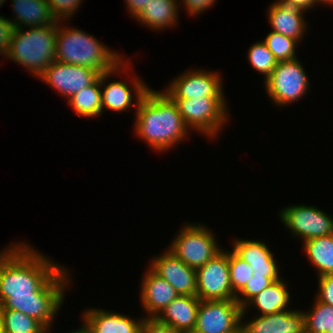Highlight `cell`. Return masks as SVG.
<instances>
[{
  "label": "cell",
  "mask_w": 333,
  "mask_h": 333,
  "mask_svg": "<svg viewBox=\"0 0 333 333\" xmlns=\"http://www.w3.org/2000/svg\"><path fill=\"white\" fill-rule=\"evenodd\" d=\"M272 283L273 281L270 278L264 277V275L255 274L236 294L235 300L244 308L252 298L258 295Z\"/></svg>",
  "instance_id": "obj_31"
},
{
  "label": "cell",
  "mask_w": 333,
  "mask_h": 333,
  "mask_svg": "<svg viewBox=\"0 0 333 333\" xmlns=\"http://www.w3.org/2000/svg\"><path fill=\"white\" fill-rule=\"evenodd\" d=\"M50 11L57 21L65 20L75 14L83 0H47Z\"/></svg>",
  "instance_id": "obj_32"
},
{
  "label": "cell",
  "mask_w": 333,
  "mask_h": 333,
  "mask_svg": "<svg viewBox=\"0 0 333 333\" xmlns=\"http://www.w3.org/2000/svg\"><path fill=\"white\" fill-rule=\"evenodd\" d=\"M242 328L247 333H305V315L296 309L257 315L242 323Z\"/></svg>",
  "instance_id": "obj_15"
},
{
  "label": "cell",
  "mask_w": 333,
  "mask_h": 333,
  "mask_svg": "<svg viewBox=\"0 0 333 333\" xmlns=\"http://www.w3.org/2000/svg\"><path fill=\"white\" fill-rule=\"evenodd\" d=\"M141 282V305L148 318H155L171 301L179 296L177 291L150 267Z\"/></svg>",
  "instance_id": "obj_17"
},
{
  "label": "cell",
  "mask_w": 333,
  "mask_h": 333,
  "mask_svg": "<svg viewBox=\"0 0 333 333\" xmlns=\"http://www.w3.org/2000/svg\"><path fill=\"white\" fill-rule=\"evenodd\" d=\"M67 104L80 116L99 117L102 114L100 76L92 85L69 97Z\"/></svg>",
  "instance_id": "obj_25"
},
{
  "label": "cell",
  "mask_w": 333,
  "mask_h": 333,
  "mask_svg": "<svg viewBox=\"0 0 333 333\" xmlns=\"http://www.w3.org/2000/svg\"><path fill=\"white\" fill-rule=\"evenodd\" d=\"M83 322H84V324L82 325V327H80L78 330L72 331L70 333H92V330H91L90 326L86 323V321L84 320Z\"/></svg>",
  "instance_id": "obj_39"
},
{
  "label": "cell",
  "mask_w": 333,
  "mask_h": 333,
  "mask_svg": "<svg viewBox=\"0 0 333 333\" xmlns=\"http://www.w3.org/2000/svg\"><path fill=\"white\" fill-rule=\"evenodd\" d=\"M318 295L316 299L333 306V275L318 277Z\"/></svg>",
  "instance_id": "obj_33"
},
{
  "label": "cell",
  "mask_w": 333,
  "mask_h": 333,
  "mask_svg": "<svg viewBox=\"0 0 333 333\" xmlns=\"http://www.w3.org/2000/svg\"><path fill=\"white\" fill-rule=\"evenodd\" d=\"M315 1H316V3L333 5V0H315Z\"/></svg>",
  "instance_id": "obj_40"
},
{
  "label": "cell",
  "mask_w": 333,
  "mask_h": 333,
  "mask_svg": "<svg viewBox=\"0 0 333 333\" xmlns=\"http://www.w3.org/2000/svg\"><path fill=\"white\" fill-rule=\"evenodd\" d=\"M150 268L165 279L179 295L197 296L196 270L186 265L168 249L151 261Z\"/></svg>",
  "instance_id": "obj_14"
},
{
  "label": "cell",
  "mask_w": 333,
  "mask_h": 333,
  "mask_svg": "<svg viewBox=\"0 0 333 333\" xmlns=\"http://www.w3.org/2000/svg\"><path fill=\"white\" fill-rule=\"evenodd\" d=\"M180 2L184 5L186 11L195 17V15L198 16L207 8L214 6L216 0H181Z\"/></svg>",
  "instance_id": "obj_36"
},
{
  "label": "cell",
  "mask_w": 333,
  "mask_h": 333,
  "mask_svg": "<svg viewBox=\"0 0 333 333\" xmlns=\"http://www.w3.org/2000/svg\"><path fill=\"white\" fill-rule=\"evenodd\" d=\"M140 333H182L172 326L159 322L156 318L143 317Z\"/></svg>",
  "instance_id": "obj_34"
},
{
  "label": "cell",
  "mask_w": 333,
  "mask_h": 333,
  "mask_svg": "<svg viewBox=\"0 0 333 333\" xmlns=\"http://www.w3.org/2000/svg\"><path fill=\"white\" fill-rule=\"evenodd\" d=\"M9 18L0 16V55L7 54L15 30Z\"/></svg>",
  "instance_id": "obj_35"
},
{
  "label": "cell",
  "mask_w": 333,
  "mask_h": 333,
  "mask_svg": "<svg viewBox=\"0 0 333 333\" xmlns=\"http://www.w3.org/2000/svg\"><path fill=\"white\" fill-rule=\"evenodd\" d=\"M232 247L233 251L252 267L253 275H264L273 282L280 279L274 255L264 242L239 238L235 239Z\"/></svg>",
  "instance_id": "obj_16"
},
{
  "label": "cell",
  "mask_w": 333,
  "mask_h": 333,
  "mask_svg": "<svg viewBox=\"0 0 333 333\" xmlns=\"http://www.w3.org/2000/svg\"><path fill=\"white\" fill-rule=\"evenodd\" d=\"M287 288V283L282 277L274 281L246 304L243 308L242 319H244L247 309H251L250 305L254 306L255 309L257 308L260 312L258 315H267L288 310L290 293Z\"/></svg>",
  "instance_id": "obj_22"
},
{
  "label": "cell",
  "mask_w": 333,
  "mask_h": 333,
  "mask_svg": "<svg viewBox=\"0 0 333 333\" xmlns=\"http://www.w3.org/2000/svg\"><path fill=\"white\" fill-rule=\"evenodd\" d=\"M268 49L272 52L278 62L298 58L296 46L298 42L295 39L284 36L278 32L271 31L263 40Z\"/></svg>",
  "instance_id": "obj_29"
},
{
  "label": "cell",
  "mask_w": 333,
  "mask_h": 333,
  "mask_svg": "<svg viewBox=\"0 0 333 333\" xmlns=\"http://www.w3.org/2000/svg\"><path fill=\"white\" fill-rule=\"evenodd\" d=\"M239 333H247V332L243 328H241Z\"/></svg>",
  "instance_id": "obj_42"
},
{
  "label": "cell",
  "mask_w": 333,
  "mask_h": 333,
  "mask_svg": "<svg viewBox=\"0 0 333 333\" xmlns=\"http://www.w3.org/2000/svg\"><path fill=\"white\" fill-rule=\"evenodd\" d=\"M15 19L9 20L15 29L42 27L58 21L50 11L47 0H11ZM19 21V22H18ZM24 25V27H23Z\"/></svg>",
  "instance_id": "obj_21"
},
{
  "label": "cell",
  "mask_w": 333,
  "mask_h": 333,
  "mask_svg": "<svg viewBox=\"0 0 333 333\" xmlns=\"http://www.w3.org/2000/svg\"><path fill=\"white\" fill-rule=\"evenodd\" d=\"M4 2H5V0H0V7H1V5L4 4Z\"/></svg>",
  "instance_id": "obj_43"
},
{
  "label": "cell",
  "mask_w": 333,
  "mask_h": 333,
  "mask_svg": "<svg viewBox=\"0 0 333 333\" xmlns=\"http://www.w3.org/2000/svg\"><path fill=\"white\" fill-rule=\"evenodd\" d=\"M304 13L303 10L276 0L273 4L271 3L268 10L272 31L300 42L308 26Z\"/></svg>",
  "instance_id": "obj_19"
},
{
  "label": "cell",
  "mask_w": 333,
  "mask_h": 333,
  "mask_svg": "<svg viewBox=\"0 0 333 333\" xmlns=\"http://www.w3.org/2000/svg\"><path fill=\"white\" fill-rule=\"evenodd\" d=\"M200 299L197 296L179 295L155 318L182 333H192L196 325Z\"/></svg>",
  "instance_id": "obj_18"
},
{
  "label": "cell",
  "mask_w": 333,
  "mask_h": 333,
  "mask_svg": "<svg viewBox=\"0 0 333 333\" xmlns=\"http://www.w3.org/2000/svg\"><path fill=\"white\" fill-rule=\"evenodd\" d=\"M150 0H125L129 14L135 18Z\"/></svg>",
  "instance_id": "obj_37"
},
{
  "label": "cell",
  "mask_w": 333,
  "mask_h": 333,
  "mask_svg": "<svg viewBox=\"0 0 333 333\" xmlns=\"http://www.w3.org/2000/svg\"><path fill=\"white\" fill-rule=\"evenodd\" d=\"M242 312L236 300H200L192 333H239Z\"/></svg>",
  "instance_id": "obj_8"
},
{
  "label": "cell",
  "mask_w": 333,
  "mask_h": 333,
  "mask_svg": "<svg viewBox=\"0 0 333 333\" xmlns=\"http://www.w3.org/2000/svg\"><path fill=\"white\" fill-rule=\"evenodd\" d=\"M303 243L307 258L318 269L317 276L333 275V234L312 238Z\"/></svg>",
  "instance_id": "obj_24"
},
{
  "label": "cell",
  "mask_w": 333,
  "mask_h": 333,
  "mask_svg": "<svg viewBox=\"0 0 333 333\" xmlns=\"http://www.w3.org/2000/svg\"><path fill=\"white\" fill-rule=\"evenodd\" d=\"M0 333H3V328H2V319H1V315H0Z\"/></svg>",
  "instance_id": "obj_41"
},
{
  "label": "cell",
  "mask_w": 333,
  "mask_h": 333,
  "mask_svg": "<svg viewBox=\"0 0 333 333\" xmlns=\"http://www.w3.org/2000/svg\"><path fill=\"white\" fill-rule=\"evenodd\" d=\"M216 242L214 234L206 226L186 224L179 230L168 250L196 270L222 250Z\"/></svg>",
  "instance_id": "obj_6"
},
{
  "label": "cell",
  "mask_w": 333,
  "mask_h": 333,
  "mask_svg": "<svg viewBox=\"0 0 333 333\" xmlns=\"http://www.w3.org/2000/svg\"><path fill=\"white\" fill-rule=\"evenodd\" d=\"M305 333H332L333 306L315 299L312 309L304 312Z\"/></svg>",
  "instance_id": "obj_27"
},
{
  "label": "cell",
  "mask_w": 333,
  "mask_h": 333,
  "mask_svg": "<svg viewBox=\"0 0 333 333\" xmlns=\"http://www.w3.org/2000/svg\"><path fill=\"white\" fill-rule=\"evenodd\" d=\"M247 54L252 67L263 74L264 80L270 76L278 63L263 41L252 44Z\"/></svg>",
  "instance_id": "obj_28"
},
{
  "label": "cell",
  "mask_w": 333,
  "mask_h": 333,
  "mask_svg": "<svg viewBox=\"0 0 333 333\" xmlns=\"http://www.w3.org/2000/svg\"><path fill=\"white\" fill-rule=\"evenodd\" d=\"M99 76L98 71L88 67L55 60L44 70L39 79L68 99L73 94L92 85Z\"/></svg>",
  "instance_id": "obj_13"
},
{
  "label": "cell",
  "mask_w": 333,
  "mask_h": 333,
  "mask_svg": "<svg viewBox=\"0 0 333 333\" xmlns=\"http://www.w3.org/2000/svg\"><path fill=\"white\" fill-rule=\"evenodd\" d=\"M184 124L210 138L219 135L228 119L225 97L173 99Z\"/></svg>",
  "instance_id": "obj_5"
},
{
  "label": "cell",
  "mask_w": 333,
  "mask_h": 333,
  "mask_svg": "<svg viewBox=\"0 0 333 333\" xmlns=\"http://www.w3.org/2000/svg\"><path fill=\"white\" fill-rule=\"evenodd\" d=\"M230 281L233 293L236 295L251 279L254 271L233 250L228 251Z\"/></svg>",
  "instance_id": "obj_30"
},
{
  "label": "cell",
  "mask_w": 333,
  "mask_h": 333,
  "mask_svg": "<svg viewBox=\"0 0 333 333\" xmlns=\"http://www.w3.org/2000/svg\"><path fill=\"white\" fill-rule=\"evenodd\" d=\"M62 25L58 21L56 60L88 67L100 74L115 69L124 60L122 55L110 50V47L105 46L95 36Z\"/></svg>",
  "instance_id": "obj_3"
},
{
  "label": "cell",
  "mask_w": 333,
  "mask_h": 333,
  "mask_svg": "<svg viewBox=\"0 0 333 333\" xmlns=\"http://www.w3.org/2000/svg\"><path fill=\"white\" fill-rule=\"evenodd\" d=\"M135 107V134L155 151L170 150L188 136L190 129L174 100L164 91L149 88Z\"/></svg>",
  "instance_id": "obj_2"
},
{
  "label": "cell",
  "mask_w": 333,
  "mask_h": 333,
  "mask_svg": "<svg viewBox=\"0 0 333 333\" xmlns=\"http://www.w3.org/2000/svg\"><path fill=\"white\" fill-rule=\"evenodd\" d=\"M3 333H46L36 319L17 310H0Z\"/></svg>",
  "instance_id": "obj_26"
},
{
  "label": "cell",
  "mask_w": 333,
  "mask_h": 333,
  "mask_svg": "<svg viewBox=\"0 0 333 333\" xmlns=\"http://www.w3.org/2000/svg\"><path fill=\"white\" fill-rule=\"evenodd\" d=\"M83 319L92 333H140L143 318L134 319L105 309H86Z\"/></svg>",
  "instance_id": "obj_20"
},
{
  "label": "cell",
  "mask_w": 333,
  "mask_h": 333,
  "mask_svg": "<svg viewBox=\"0 0 333 333\" xmlns=\"http://www.w3.org/2000/svg\"><path fill=\"white\" fill-rule=\"evenodd\" d=\"M220 76L215 71L191 69L172 80L163 91L172 99L226 97Z\"/></svg>",
  "instance_id": "obj_12"
},
{
  "label": "cell",
  "mask_w": 333,
  "mask_h": 333,
  "mask_svg": "<svg viewBox=\"0 0 333 333\" xmlns=\"http://www.w3.org/2000/svg\"><path fill=\"white\" fill-rule=\"evenodd\" d=\"M285 4H289L303 11L313 8L317 5L315 0H278Z\"/></svg>",
  "instance_id": "obj_38"
},
{
  "label": "cell",
  "mask_w": 333,
  "mask_h": 333,
  "mask_svg": "<svg viewBox=\"0 0 333 333\" xmlns=\"http://www.w3.org/2000/svg\"><path fill=\"white\" fill-rule=\"evenodd\" d=\"M125 62L126 61L123 60L115 69L104 74H100V85L102 87V113L106 109H110L118 113L130 109L132 104H134V98L132 95H135L136 98L134 105H137L140 99L144 96L145 92L149 89L146 83H144L143 80L140 79V77L136 76H134L135 78H132V80H130V84L133 88L130 87L126 80L112 81L109 83L107 82V79L112 77V75L119 73V71L120 73H125L129 71V69L127 70V68H129L130 63ZM121 70L124 71L122 72ZM132 91H134V94H132Z\"/></svg>",
  "instance_id": "obj_11"
},
{
  "label": "cell",
  "mask_w": 333,
  "mask_h": 333,
  "mask_svg": "<svg viewBox=\"0 0 333 333\" xmlns=\"http://www.w3.org/2000/svg\"><path fill=\"white\" fill-rule=\"evenodd\" d=\"M178 2V0H150L135 19L154 30L169 28L178 22V7L181 4Z\"/></svg>",
  "instance_id": "obj_23"
},
{
  "label": "cell",
  "mask_w": 333,
  "mask_h": 333,
  "mask_svg": "<svg viewBox=\"0 0 333 333\" xmlns=\"http://www.w3.org/2000/svg\"><path fill=\"white\" fill-rule=\"evenodd\" d=\"M197 297L200 300H235L230 281L228 251L223 249L196 269Z\"/></svg>",
  "instance_id": "obj_9"
},
{
  "label": "cell",
  "mask_w": 333,
  "mask_h": 333,
  "mask_svg": "<svg viewBox=\"0 0 333 333\" xmlns=\"http://www.w3.org/2000/svg\"><path fill=\"white\" fill-rule=\"evenodd\" d=\"M280 220L302 242L333 234V218L314 206L293 205L281 210Z\"/></svg>",
  "instance_id": "obj_10"
},
{
  "label": "cell",
  "mask_w": 333,
  "mask_h": 333,
  "mask_svg": "<svg viewBox=\"0 0 333 333\" xmlns=\"http://www.w3.org/2000/svg\"><path fill=\"white\" fill-rule=\"evenodd\" d=\"M24 243L0 252V310L22 312L39 321L48 333L71 283L70 273Z\"/></svg>",
  "instance_id": "obj_1"
},
{
  "label": "cell",
  "mask_w": 333,
  "mask_h": 333,
  "mask_svg": "<svg viewBox=\"0 0 333 333\" xmlns=\"http://www.w3.org/2000/svg\"><path fill=\"white\" fill-rule=\"evenodd\" d=\"M309 78L298 58L280 61L264 81L266 93L274 105L287 106L308 92Z\"/></svg>",
  "instance_id": "obj_7"
},
{
  "label": "cell",
  "mask_w": 333,
  "mask_h": 333,
  "mask_svg": "<svg viewBox=\"0 0 333 333\" xmlns=\"http://www.w3.org/2000/svg\"><path fill=\"white\" fill-rule=\"evenodd\" d=\"M56 24L15 29L6 57L26 67L33 76L40 77L56 60ZM24 31V32H23Z\"/></svg>",
  "instance_id": "obj_4"
}]
</instances>
